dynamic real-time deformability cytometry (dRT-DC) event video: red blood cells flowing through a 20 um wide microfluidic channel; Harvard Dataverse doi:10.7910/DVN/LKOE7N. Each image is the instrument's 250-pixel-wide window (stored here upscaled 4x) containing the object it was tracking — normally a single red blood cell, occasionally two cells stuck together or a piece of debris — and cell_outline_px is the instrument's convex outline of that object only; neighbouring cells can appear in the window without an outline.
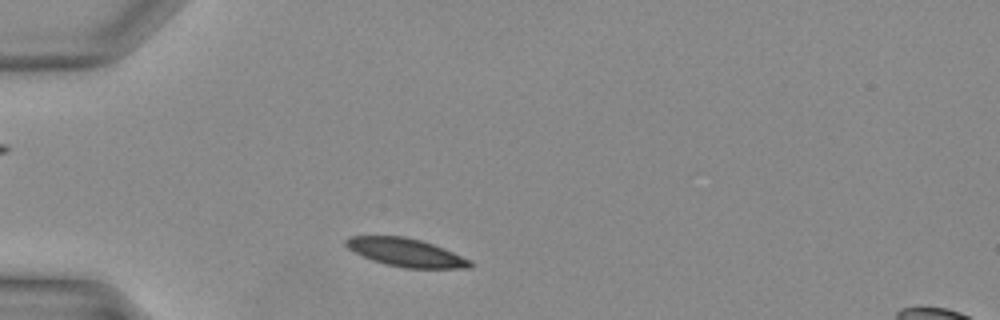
{"species": "Egyptian fruit bat (a non-hibernating species)", "species_latin": "Rousettus aegyptiacus", "temperature_condition": "warm", "stored_images_in_passage": 30, "camera_frame_rate_fps": 3000, "um_per_image_px": 0.085, "animal": {"sex": "female"}, "frame": {"image": 1, "passage_image": 2, "time_ms": 0.333, "image_size_px": [1000, 320], "cell_outline_px": [[472, 268], [404, 268], [372, 260], [348, 248], [344, 244], [344, 240], [348, 236], [404, 236], [420, 240], [444, 248], [472, 260]], "centroid_in_image_um": [34.52, 21.46], "position_along_channel_um": 50.5, "area_um2": 20.29}}
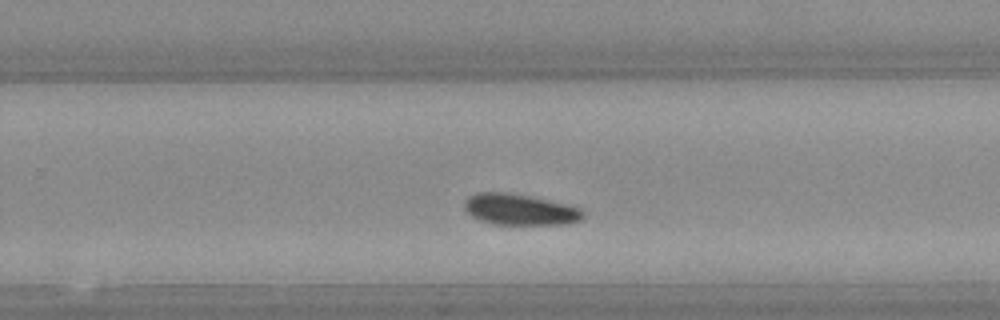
{"frame": {"image": 2, "passage_image": 17, "time_ms": 5.333, "image_size_px": [1000, 320], "cell_outline_px": [[584, 220], [572, 224], [496, 224], [480, 220], [472, 216], [464, 208], [464, 200], [468, 196], [476, 192], [504, 192], [528, 196], [564, 204], [580, 208], [584, 212]], "centroid_in_image_um": [44.19, 17.82], "position_along_channel_um": 285.6, "area_um2": 21.44}}
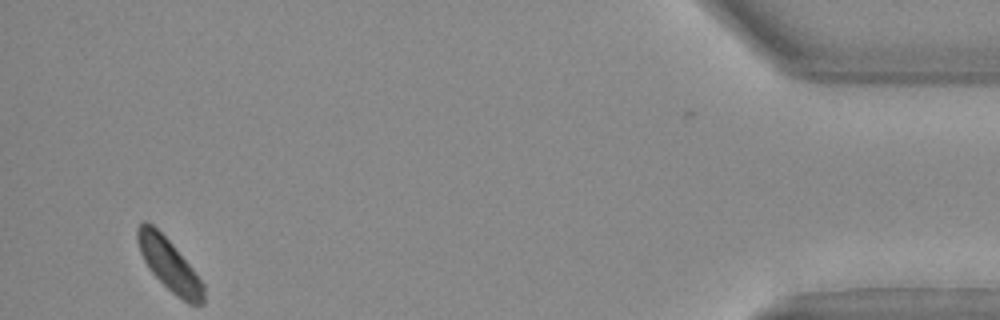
{"frame": {"image": 3, "passage_image": 29, "time_ms": 9.333, "image_size_px": [1000, 320], "cell_outline_px": [[204, 304], [188, 304], [176, 296], [148, 268], [140, 252], [136, 240], [136, 228], [144, 220], [152, 224], [172, 244], [192, 268], [204, 284]], "centroid_in_image_um": [14.37, 22.5], "position_along_channel_um": 420.8, "area_um2": 19.83}}